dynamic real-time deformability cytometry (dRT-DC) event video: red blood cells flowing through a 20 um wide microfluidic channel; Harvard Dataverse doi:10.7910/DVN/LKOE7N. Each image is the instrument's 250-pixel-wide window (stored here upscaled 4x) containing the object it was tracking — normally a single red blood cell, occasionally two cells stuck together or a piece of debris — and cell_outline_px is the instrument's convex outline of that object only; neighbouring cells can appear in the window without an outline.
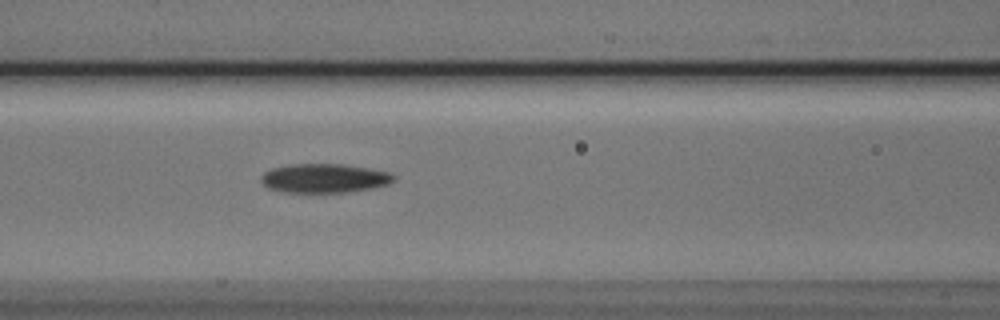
{"species": "Egyptian fruit bat (a non-hibernating species)", "species_latin": "Rousettus aegyptiacus", "temperature_condition": "cold", "stored_images_in_passage": 7, "camera_frame_rate_fps": 3000, "um_per_image_px": 0.085, "animal": {"sex": "male"}, "frame": {"image": 1, "passage_image": 7, "time_ms": 2.0, "image_size_px": [1000, 320], "cell_outline_px": [[396, 180], [388, 184], [372, 188], [344, 192], [284, 192], [268, 188], [260, 180], [260, 176], [264, 172], [272, 168], [292, 164], [344, 164], [368, 168], [388, 172], [396, 176]], "centroid_in_image_um": [27.56, 15.14], "position_along_channel_um": 139.0, "area_um2": 22.43}}